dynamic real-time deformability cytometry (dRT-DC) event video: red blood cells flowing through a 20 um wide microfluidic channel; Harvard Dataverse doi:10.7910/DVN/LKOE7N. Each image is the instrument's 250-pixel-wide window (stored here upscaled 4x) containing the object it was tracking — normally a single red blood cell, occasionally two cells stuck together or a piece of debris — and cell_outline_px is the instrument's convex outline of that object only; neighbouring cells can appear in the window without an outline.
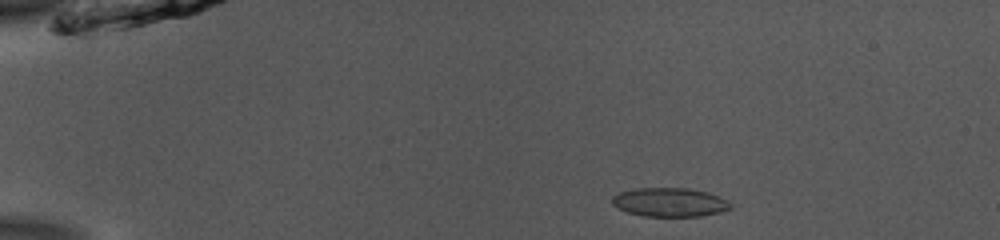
{"species": "common noctule bat (a hibernating species)", "species_latin": "Nyctalus noctula", "temperature_condition": "room temperature", "stored_images_in_passage": 45, "camera_frame_rate_fps": 3000, "um_per_image_px": 0.085, "animal": {"sex": "male", "body_mass_g": 13.0, "forearm_length_mm": 53.1}, "frame": {"image": 1, "passage_image": 2, "time_ms": 0.333, "image_size_px": [1000, 240], "cell_outline_px": [[740, 204], [732, 208], [720, 212], [700, 216], [644, 216], [628, 212], [612, 204], [612, 196], [620, 192], [636, 188], [688, 188], [708, 192]], "centroid_in_image_um": [57.03, 17.18], "position_along_channel_um": 28.0, "area_um2": 20.17}}
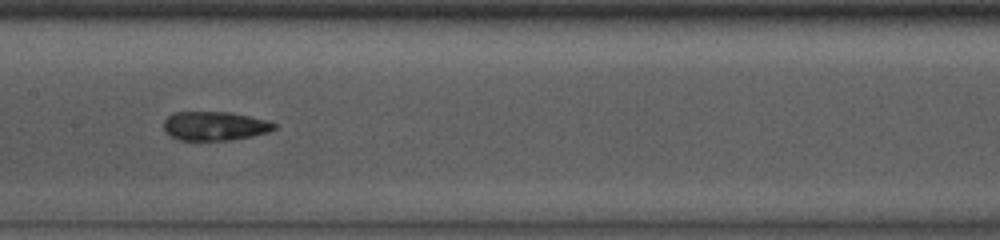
{"frame": {"image": 2, "passage_image": 20, "time_ms": 6.333, "image_size_px": [1000, 240], "cell_outline_px": [[276, 128], [268, 132], [252, 136], [232, 140], [176, 140], [164, 128], [164, 120], [172, 112], [232, 112], [268, 120], [276, 124]], "centroid_in_image_um": [18.27, 10.7], "position_along_channel_um": 189.1, "area_um2": 18.73}}
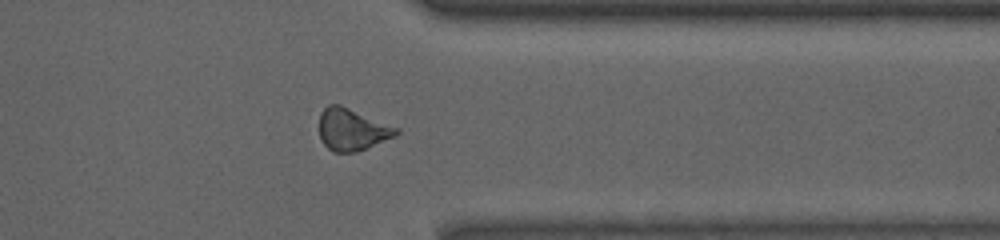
{"frame": {"image": 3, "passage_image": 35, "time_ms": 11.333, "image_size_px": [1000, 240], "cell_outline_px": [[400, 132], [396, 136], [356, 152], [332, 152], [320, 140], [320, 112], [328, 104], [340, 104], [400, 128]], "centroid_in_image_um": [29.93, 11.0], "position_along_channel_um": 381.5, "area_um2": 18.96}, "authors_computed_cell_mechanics": {"area_um2": 19.1318, "velocity_mm_per_s": 3.8983, "shape_relaxation_time_tau1_ms": null, "shape_relaxation_time_tau2_ms": 2.0644, "deformation_change_tau1": null, "deformation_change_tau2": 0.0861}}